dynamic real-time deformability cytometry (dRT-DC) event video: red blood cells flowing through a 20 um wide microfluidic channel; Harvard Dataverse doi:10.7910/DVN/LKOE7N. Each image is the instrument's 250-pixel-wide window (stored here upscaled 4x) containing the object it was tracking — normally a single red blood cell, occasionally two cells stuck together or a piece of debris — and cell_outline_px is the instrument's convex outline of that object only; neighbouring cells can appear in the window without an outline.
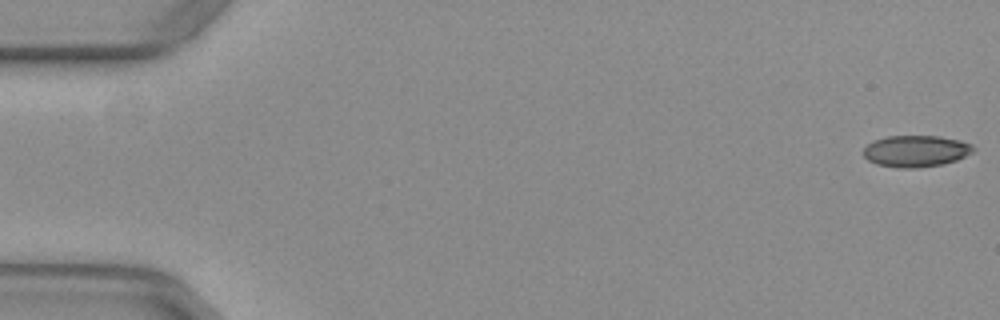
{"species": "common noctule bat (a hibernating species)", "species_latin": "Nyctalus noctula", "temperature_condition": "warm", "stored_images_in_passage": 53, "camera_frame_rate_fps": 3000, "um_per_image_px": 0.085, "animal": {"sex": "female", "body_mass_g": 29.2, "forearm_length_mm": 56.3}, "frame": {"image": 1, "passage_image": 1, "time_ms": 0.0, "image_size_px": [1000, 320], "cell_outline_px": [[976, 148], [972, 152], [956, 160], [940, 164], [916, 168], [900, 168], [876, 164], [868, 160], [864, 156], [864, 148], [872, 140], [888, 136], [940, 136], [960, 140], [972, 144]], "centroid_in_image_um": [77.84, 12.83], "position_along_channel_um": 7.2, "area_um2": 20.17}}
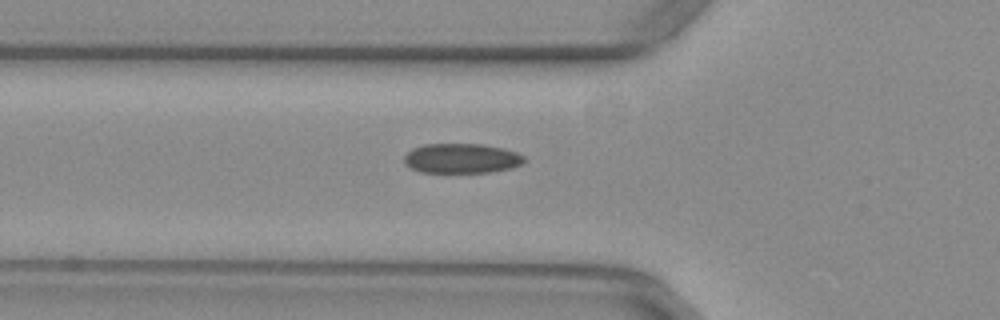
{"frame": {"image": 2, "passage_image": 19, "time_ms": 6.0, "image_size_px": [1000, 320], "cell_outline_px": [[524, 164], [512, 168], [488, 172], [420, 172], [404, 164], [404, 156], [412, 148], [424, 144], [484, 144], [504, 148], [516, 152], [524, 156]], "centroid_in_image_um": [39.24, 13.45], "position_along_channel_um": 86.6, "area_um2": 20.92}}
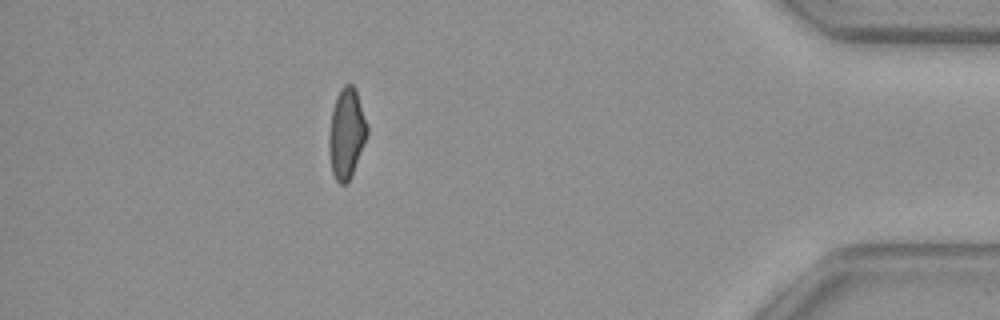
{"frame": {"image": 3, "passage_image": 47, "time_ms": 15.333, "image_size_px": [1000, 320], "cell_outline_px": [[368, 132], [364, 144], [352, 176], [344, 184], [340, 184], [336, 180], [332, 172], [328, 152], [328, 136], [332, 108], [336, 96], [340, 88], [344, 84], [352, 84], [356, 88], [368, 124]], "centroid_in_image_um": [29.45, 11.31], "position_along_channel_um": 405.8, "area_um2": 20.46}, "authors_computed_cell_mechanics": {"area_um2": 20.808, "velocity_mm_per_s": 3.9569, "shape_relaxation_time_tau1_ms": null, "shape_relaxation_time_tau2_ms": 1.2775, "deformation_change_tau1": null, "deformation_change_tau2": 0.0873}}